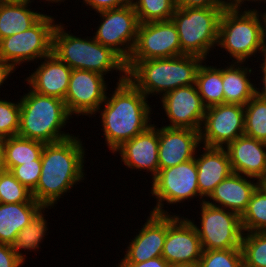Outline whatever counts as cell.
I'll return each mask as SVG.
<instances>
[{
  "label": "cell",
  "mask_w": 266,
  "mask_h": 267,
  "mask_svg": "<svg viewBox=\"0 0 266 267\" xmlns=\"http://www.w3.org/2000/svg\"><path fill=\"white\" fill-rule=\"evenodd\" d=\"M84 149L81 139L74 135L58 142L45 143L41 174L32 192L33 198L43 207L53 208L63 194L84 180Z\"/></svg>",
  "instance_id": "obj_1"
},
{
  "label": "cell",
  "mask_w": 266,
  "mask_h": 267,
  "mask_svg": "<svg viewBox=\"0 0 266 267\" xmlns=\"http://www.w3.org/2000/svg\"><path fill=\"white\" fill-rule=\"evenodd\" d=\"M113 94L106 96L102 103L101 122L105 142L112 153L124 142L145 131L152 124L150 114L152 108L147 97L122 74L116 84Z\"/></svg>",
  "instance_id": "obj_2"
},
{
  "label": "cell",
  "mask_w": 266,
  "mask_h": 267,
  "mask_svg": "<svg viewBox=\"0 0 266 267\" xmlns=\"http://www.w3.org/2000/svg\"><path fill=\"white\" fill-rule=\"evenodd\" d=\"M204 61L194 55L138 61L127 72V78L147 98L149 94L164 96L176 88L195 84L198 69Z\"/></svg>",
  "instance_id": "obj_3"
},
{
  "label": "cell",
  "mask_w": 266,
  "mask_h": 267,
  "mask_svg": "<svg viewBox=\"0 0 266 267\" xmlns=\"http://www.w3.org/2000/svg\"><path fill=\"white\" fill-rule=\"evenodd\" d=\"M71 115L59 98L38 94L31 89L20 99L18 136L54 143L71 137L61 131Z\"/></svg>",
  "instance_id": "obj_4"
},
{
  "label": "cell",
  "mask_w": 266,
  "mask_h": 267,
  "mask_svg": "<svg viewBox=\"0 0 266 267\" xmlns=\"http://www.w3.org/2000/svg\"><path fill=\"white\" fill-rule=\"evenodd\" d=\"M241 4L243 3L238 1L223 10L217 43V46L225 49L236 63H244L252 55H256L257 51H261L266 31L265 13L259 15L256 9H246L242 12Z\"/></svg>",
  "instance_id": "obj_5"
},
{
  "label": "cell",
  "mask_w": 266,
  "mask_h": 267,
  "mask_svg": "<svg viewBox=\"0 0 266 267\" xmlns=\"http://www.w3.org/2000/svg\"><path fill=\"white\" fill-rule=\"evenodd\" d=\"M62 25L56 24L54 28L52 53L72 70H88L103 76L114 70L127 74L126 62L111 48L92 37L88 39L74 36L66 32Z\"/></svg>",
  "instance_id": "obj_6"
},
{
  "label": "cell",
  "mask_w": 266,
  "mask_h": 267,
  "mask_svg": "<svg viewBox=\"0 0 266 267\" xmlns=\"http://www.w3.org/2000/svg\"><path fill=\"white\" fill-rule=\"evenodd\" d=\"M226 8H176L171 18L177 28L181 55L204 60L218 43L219 22ZM211 48V49H210Z\"/></svg>",
  "instance_id": "obj_7"
},
{
  "label": "cell",
  "mask_w": 266,
  "mask_h": 267,
  "mask_svg": "<svg viewBox=\"0 0 266 267\" xmlns=\"http://www.w3.org/2000/svg\"><path fill=\"white\" fill-rule=\"evenodd\" d=\"M54 22L45 14L30 29L1 39L0 58L14 70L23 62L43 60L52 53Z\"/></svg>",
  "instance_id": "obj_8"
},
{
  "label": "cell",
  "mask_w": 266,
  "mask_h": 267,
  "mask_svg": "<svg viewBox=\"0 0 266 267\" xmlns=\"http://www.w3.org/2000/svg\"><path fill=\"white\" fill-rule=\"evenodd\" d=\"M201 227L191 221L199 235L203 250L241 248V217L232 211L201 202Z\"/></svg>",
  "instance_id": "obj_9"
},
{
  "label": "cell",
  "mask_w": 266,
  "mask_h": 267,
  "mask_svg": "<svg viewBox=\"0 0 266 267\" xmlns=\"http://www.w3.org/2000/svg\"><path fill=\"white\" fill-rule=\"evenodd\" d=\"M152 182L151 194L157 198V203L150 212L169 214L163 209L165 201L168 204L183 203L197 196L202 202L206 201L199 193L195 158L159 170Z\"/></svg>",
  "instance_id": "obj_10"
},
{
  "label": "cell",
  "mask_w": 266,
  "mask_h": 267,
  "mask_svg": "<svg viewBox=\"0 0 266 267\" xmlns=\"http://www.w3.org/2000/svg\"><path fill=\"white\" fill-rule=\"evenodd\" d=\"M175 56H181V45L172 20L140 23L133 51L126 62L127 72L138 61Z\"/></svg>",
  "instance_id": "obj_11"
},
{
  "label": "cell",
  "mask_w": 266,
  "mask_h": 267,
  "mask_svg": "<svg viewBox=\"0 0 266 267\" xmlns=\"http://www.w3.org/2000/svg\"><path fill=\"white\" fill-rule=\"evenodd\" d=\"M98 13L103 22L99 24L93 38L111 48L127 62L133 51L140 24L133 4Z\"/></svg>",
  "instance_id": "obj_12"
},
{
  "label": "cell",
  "mask_w": 266,
  "mask_h": 267,
  "mask_svg": "<svg viewBox=\"0 0 266 267\" xmlns=\"http://www.w3.org/2000/svg\"><path fill=\"white\" fill-rule=\"evenodd\" d=\"M244 134V106L217 104L206 108L200 141L207 147L225 148Z\"/></svg>",
  "instance_id": "obj_13"
},
{
  "label": "cell",
  "mask_w": 266,
  "mask_h": 267,
  "mask_svg": "<svg viewBox=\"0 0 266 267\" xmlns=\"http://www.w3.org/2000/svg\"><path fill=\"white\" fill-rule=\"evenodd\" d=\"M104 76L88 70L73 69L64 99L69 114L93 115L101 108L107 93Z\"/></svg>",
  "instance_id": "obj_14"
},
{
  "label": "cell",
  "mask_w": 266,
  "mask_h": 267,
  "mask_svg": "<svg viewBox=\"0 0 266 267\" xmlns=\"http://www.w3.org/2000/svg\"><path fill=\"white\" fill-rule=\"evenodd\" d=\"M199 235L190 219L167 214V235L162 257L171 265L199 262L202 255Z\"/></svg>",
  "instance_id": "obj_15"
},
{
  "label": "cell",
  "mask_w": 266,
  "mask_h": 267,
  "mask_svg": "<svg viewBox=\"0 0 266 267\" xmlns=\"http://www.w3.org/2000/svg\"><path fill=\"white\" fill-rule=\"evenodd\" d=\"M170 124L168 128H189L200 131L206 106L196 84L183 86L159 97Z\"/></svg>",
  "instance_id": "obj_16"
},
{
  "label": "cell",
  "mask_w": 266,
  "mask_h": 267,
  "mask_svg": "<svg viewBox=\"0 0 266 267\" xmlns=\"http://www.w3.org/2000/svg\"><path fill=\"white\" fill-rule=\"evenodd\" d=\"M200 131L189 128H159V170L195 158L200 146Z\"/></svg>",
  "instance_id": "obj_17"
},
{
  "label": "cell",
  "mask_w": 266,
  "mask_h": 267,
  "mask_svg": "<svg viewBox=\"0 0 266 267\" xmlns=\"http://www.w3.org/2000/svg\"><path fill=\"white\" fill-rule=\"evenodd\" d=\"M233 173L262 181L266 177V143L245 134L225 146Z\"/></svg>",
  "instance_id": "obj_18"
},
{
  "label": "cell",
  "mask_w": 266,
  "mask_h": 267,
  "mask_svg": "<svg viewBox=\"0 0 266 267\" xmlns=\"http://www.w3.org/2000/svg\"><path fill=\"white\" fill-rule=\"evenodd\" d=\"M158 147L159 129L152 124L142 133L124 142L114 153L119 152L121 162L128 168L147 170L154 179L159 172Z\"/></svg>",
  "instance_id": "obj_19"
},
{
  "label": "cell",
  "mask_w": 266,
  "mask_h": 267,
  "mask_svg": "<svg viewBox=\"0 0 266 267\" xmlns=\"http://www.w3.org/2000/svg\"><path fill=\"white\" fill-rule=\"evenodd\" d=\"M139 234L128 245L124 258L131 263H140L162 256L167 235V214L150 212Z\"/></svg>",
  "instance_id": "obj_20"
},
{
  "label": "cell",
  "mask_w": 266,
  "mask_h": 267,
  "mask_svg": "<svg viewBox=\"0 0 266 267\" xmlns=\"http://www.w3.org/2000/svg\"><path fill=\"white\" fill-rule=\"evenodd\" d=\"M40 66L25 81L38 94L64 101L72 69L54 53L43 58Z\"/></svg>",
  "instance_id": "obj_21"
},
{
  "label": "cell",
  "mask_w": 266,
  "mask_h": 267,
  "mask_svg": "<svg viewBox=\"0 0 266 267\" xmlns=\"http://www.w3.org/2000/svg\"><path fill=\"white\" fill-rule=\"evenodd\" d=\"M245 177L232 172L215 187L208 197L213 202H210L209 199L205 202L235 212L241 217L246 211L254 191L260 185V181L257 179L252 181ZM255 180H257L256 183Z\"/></svg>",
  "instance_id": "obj_22"
},
{
  "label": "cell",
  "mask_w": 266,
  "mask_h": 267,
  "mask_svg": "<svg viewBox=\"0 0 266 267\" xmlns=\"http://www.w3.org/2000/svg\"><path fill=\"white\" fill-rule=\"evenodd\" d=\"M202 147L204 153L195 157V162L199 193L207 200L215 187L232 173V169L225 148Z\"/></svg>",
  "instance_id": "obj_23"
},
{
  "label": "cell",
  "mask_w": 266,
  "mask_h": 267,
  "mask_svg": "<svg viewBox=\"0 0 266 267\" xmlns=\"http://www.w3.org/2000/svg\"><path fill=\"white\" fill-rule=\"evenodd\" d=\"M30 1L5 0L0 4V40L34 26L45 14L32 11Z\"/></svg>",
  "instance_id": "obj_24"
},
{
  "label": "cell",
  "mask_w": 266,
  "mask_h": 267,
  "mask_svg": "<svg viewBox=\"0 0 266 267\" xmlns=\"http://www.w3.org/2000/svg\"><path fill=\"white\" fill-rule=\"evenodd\" d=\"M41 208L38 202L0 203V243L11 245Z\"/></svg>",
  "instance_id": "obj_25"
},
{
  "label": "cell",
  "mask_w": 266,
  "mask_h": 267,
  "mask_svg": "<svg viewBox=\"0 0 266 267\" xmlns=\"http://www.w3.org/2000/svg\"><path fill=\"white\" fill-rule=\"evenodd\" d=\"M242 64L244 63L233 62L222 69L224 104L245 106L255 95L256 85L249 79L252 69L241 66Z\"/></svg>",
  "instance_id": "obj_26"
},
{
  "label": "cell",
  "mask_w": 266,
  "mask_h": 267,
  "mask_svg": "<svg viewBox=\"0 0 266 267\" xmlns=\"http://www.w3.org/2000/svg\"><path fill=\"white\" fill-rule=\"evenodd\" d=\"M45 143L20 136H11L4 139V166L10 171L14 166L38 160Z\"/></svg>",
  "instance_id": "obj_27"
},
{
  "label": "cell",
  "mask_w": 266,
  "mask_h": 267,
  "mask_svg": "<svg viewBox=\"0 0 266 267\" xmlns=\"http://www.w3.org/2000/svg\"><path fill=\"white\" fill-rule=\"evenodd\" d=\"M195 84L202 102L206 107L224 104L222 67L217 68L201 63Z\"/></svg>",
  "instance_id": "obj_28"
},
{
  "label": "cell",
  "mask_w": 266,
  "mask_h": 267,
  "mask_svg": "<svg viewBox=\"0 0 266 267\" xmlns=\"http://www.w3.org/2000/svg\"><path fill=\"white\" fill-rule=\"evenodd\" d=\"M45 208L49 209V207L41 208L31 219L30 224L26 225L17 234L15 241L11 244L14 253L24 262L26 257L23 253H20L22 249H24V251H36L39 248L43 237H45V235L47 236V220H45V215H43Z\"/></svg>",
  "instance_id": "obj_29"
},
{
  "label": "cell",
  "mask_w": 266,
  "mask_h": 267,
  "mask_svg": "<svg viewBox=\"0 0 266 267\" xmlns=\"http://www.w3.org/2000/svg\"><path fill=\"white\" fill-rule=\"evenodd\" d=\"M243 233L266 232V189L260 184L241 216Z\"/></svg>",
  "instance_id": "obj_30"
},
{
  "label": "cell",
  "mask_w": 266,
  "mask_h": 267,
  "mask_svg": "<svg viewBox=\"0 0 266 267\" xmlns=\"http://www.w3.org/2000/svg\"><path fill=\"white\" fill-rule=\"evenodd\" d=\"M244 134L266 143V100L256 95L244 106Z\"/></svg>",
  "instance_id": "obj_31"
},
{
  "label": "cell",
  "mask_w": 266,
  "mask_h": 267,
  "mask_svg": "<svg viewBox=\"0 0 266 267\" xmlns=\"http://www.w3.org/2000/svg\"><path fill=\"white\" fill-rule=\"evenodd\" d=\"M139 23L171 20L177 0H132Z\"/></svg>",
  "instance_id": "obj_32"
},
{
  "label": "cell",
  "mask_w": 266,
  "mask_h": 267,
  "mask_svg": "<svg viewBox=\"0 0 266 267\" xmlns=\"http://www.w3.org/2000/svg\"><path fill=\"white\" fill-rule=\"evenodd\" d=\"M243 267H266V232L243 233Z\"/></svg>",
  "instance_id": "obj_33"
},
{
  "label": "cell",
  "mask_w": 266,
  "mask_h": 267,
  "mask_svg": "<svg viewBox=\"0 0 266 267\" xmlns=\"http://www.w3.org/2000/svg\"><path fill=\"white\" fill-rule=\"evenodd\" d=\"M37 202L32 192L8 171H0V203Z\"/></svg>",
  "instance_id": "obj_34"
},
{
  "label": "cell",
  "mask_w": 266,
  "mask_h": 267,
  "mask_svg": "<svg viewBox=\"0 0 266 267\" xmlns=\"http://www.w3.org/2000/svg\"><path fill=\"white\" fill-rule=\"evenodd\" d=\"M200 267H243L241 248L225 250H203Z\"/></svg>",
  "instance_id": "obj_35"
},
{
  "label": "cell",
  "mask_w": 266,
  "mask_h": 267,
  "mask_svg": "<svg viewBox=\"0 0 266 267\" xmlns=\"http://www.w3.org/2000/svg\"><path fill=\"white\" fill-rule=\"evenodd\" d=\"M20 120V102L0 99V138L17 136Z\"/></svg>",
  "instance_id": "obj_36"
},
{
  "label": "cell",
  "mask_w": 266,
  "mask_h": 267,
  "mask_svg": "<svg viewBox=\"0 0 266 267\" xmlns=\"http://www.w3.org/2000/svg\"><path fill=\"white\" fill-rule=\"evenodd\" d=\"M41 157L38 160L14 166L10 172L29 191L33 192L41 174Z\"/></svg>",
  "instance_id": "obj_37"
},
{
  "label": "cell",
  "mask_w": 266,
  "mask_h": 267,
  "mask_svg": "<svg viewBox=\"0 0 266 267\" xmlns=\"http://www.w3.org/2000/svg\"><path fill=\"white\" fill-rule=\"evenodd\" d=\"M238 0H177L178 8H229Z\"/></svg>",
  "instance_id": "obj_38"
},
{
  "label": "cell",
  "mask_w": 266,
  "mask_h": 267,
  "mask_svg": "<svg viewBox=\"0 0 266 267\" xmlns=\"http://www.w3.org/2000/svg\"><path fill=\"white\" fill-rule=\"evenodd\" d=\"M23 263L24 261L14 253L11 245L0 243V267H20Z\"/></svg>",
  "instance_id": "obj_39"
},
{
  "label": "cell",
  "mask_w": 266,
  "mask_h": 267,
  "mask_svg": "<svg viewBox=\"0 0 266 267\" xmlns=\"http://www.w3.org/2000/svg\"><path fill=\"white\" fill-rule=\"evenodd\" d=\"M83 4L90 6L96 13L116 9L132 3V0H83Z\"/></svg>",
  "instance_id": "obj_40"
},
{
  "label": "cell",
  "mask_w": 266,
  "mask_h": 267,
  "mask_svg": "<svg viewBox=\"0 0 266 267\" xmlns=\"http://www.w3.org/2000/svg\"><path fill=\"white\" fill-rule=\"evenodd\" d=\"M117 267H171V265L162 257H156L140 263L128 262L124 257Z\"/></svg>",
  "instance_id": "obj_41"
},
{
  "label": "cell",
  "mask_w": 266,
  "mask_h": 267,
  "mask_svg": "<svg viewBox=\"0 0 266 267\" xmlns=\"http://www.w3.org/2000/svg\"><path fill=\"white\" fill-rule=\"evenodd\" d=\"M15 70L5 61L0 58V86L3 85L5 80L9 77L11 73ZM1 88V87H0Z\"/></svg>",
  "instance_id": "obj_42"
},
{
  "label": "cell",
  "mask_w": 266,
  "mask_h": 267,
  "mask_svg": "<svg viewBox=\"0 0 266 267\" xmlns=\"http://www.w3.org/2000/svg\"><path fill=\"white\" fill-rule=\"evenodd\" d=\"M259 68H261L262 70V78H261V82L263 83V88L260 89L255 87V95L261 99L266 100V66H260Z\"/></svg>",
  "instance_id": "obj_43"
},
{
  "label": "cell",
  "mask_w": 266,
  "mask_h": 267,
  "mask_svg": "<svg viewBox=\"0 0 266 267\" xmlns=\"http://www.w3.org/2000/svg\"><path fill=\"white\" fill-rule=\"evenodd\" d=\"M260 53H261L260 56L264 57V59L262 58V60L264 62H262L260 66H266V31H265L264 36H263L262 45H261V52Z\"/></svg>",
  "instance_id": "obj_44"
},
{
  "label": "cell",
  "mask_w": 266,
  "mask_h": 267,
  "mask_svg": "<svg viewBox=\"0 0 266 267\" xmlns=\"http://www.w3.org/2000/svg\"><path fill=\"white\" fill-rule=\"evenodd\" d=\"M3 154H4V139L0 138V171L5 170Z\"/></svg>",
  "instance_id": "obj_45"
},
{
  "label": "cell",
  "mask_w": 266,
  "mask_h": 267,
  "mask_svg": "<svg viewBox=\"0 0 266 267\" xmlns=\"http://www.w3.org/2000/svg\"><path fill=\"white\" fill-rule=\"evenodd\" d=\"M171 267H200V264L199 262H193V263L177 264Z\"/></svg>",
  "instance_id": "obj_46"
},
{
  "label": "cell",
  "mask_w": 266,
  "mask_h": 267,
  "mask_svg": "<svg viewBox=\"0 0 266 267\" xmlns=\"http://www.w3.org/2000/svg\"><path fill=\"white\" fill-rule=\"evenodd\" d=\"M45 1H48V3L51 2V3L54 4V2H55V3H58V2H61L62 0H45ZM65 1H66V0H65ZM30 2H33V1L30 0ZM63 2H64V0H63Z\"/></svg>",
  "instance_id": "obj_47"
},
{
  "label": "cell",
  "mask_w": 266,
  "mask_h": 267,
  "mask_svg": "<svg viewBox=\"0 0 266 267\" xmlns=\"http://www.w3.org/2000/svg\"><path fill=\"white\" fill-rule=\"evenodd\" d=\"M244 1H245V2H246V1H249V2H250V1H252V2H253V1H254V2H256V1H258V2H259V1H263L264 3L266 2V0H241L242 3H244Z\"/></svg>",
  "instance_id": "obj_48"
},
{
  "label": "cell",
  "mask_w": 266,
  "mask_h": 267,
  "mask_svg": "<svg viewBox=\"0 0 266 267\" xmlns=\"http://www.w3.org/2000/svg\"><path fill=\"white\" fill-rule=\"evenodd\" d=\"M260 184L266 189V182H260Z\"/></svg>",
  "instance_id": "obj_49"
}]
</instances>
